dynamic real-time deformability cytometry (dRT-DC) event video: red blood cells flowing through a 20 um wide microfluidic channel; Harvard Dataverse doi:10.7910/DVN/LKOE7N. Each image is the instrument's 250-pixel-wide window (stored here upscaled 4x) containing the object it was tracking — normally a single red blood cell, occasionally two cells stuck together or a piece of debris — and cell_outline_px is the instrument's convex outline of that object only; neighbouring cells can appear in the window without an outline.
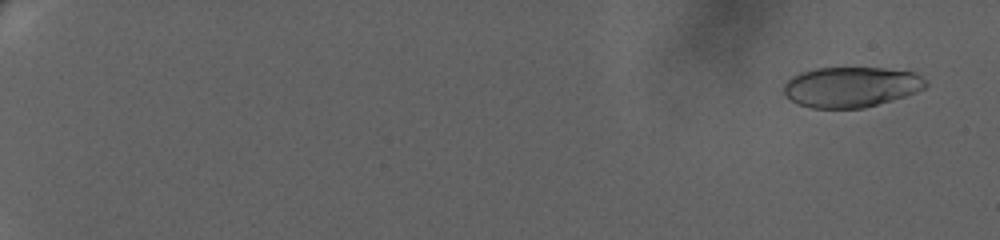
{"species": "human", "species_latin": "Homo sapiens", "temperature_condition": "warm", "stored_images_in_passage": 57, "camera_frame_rate_fps": 3000, "um_per_image_px": 0.085, "donor": {"sex": "female"}, "frame": {"image": 1, "passage_image": 2, "time_ms": 0.667, "image_size_px": [1000, 240], "cell_outline_px": [[928, 84], [924, 88], [916, 92], [892, 100], [864, 108], [812, 108], [800, 104], [784, 96], [784, 84], [792, 76], [800, 72], [816, 68], [884, 68], [916, 72]], "centroid_in_image_um": [72.33, 7.39], "position_along_channel_um": 12.7, "area_um2": 33.35}}
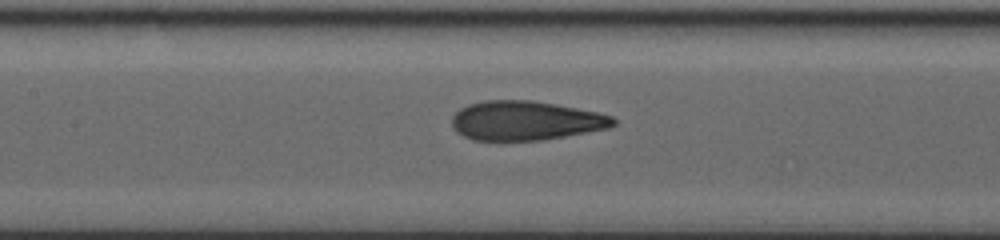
{"frame": {"image": 2, "passage_image": 32, "time_ms": 12.333, "image_size_px": [1000, 240], "cell_outline_px": [[616, 124], [608, 128], [544, 140], [472, 140], [456, 132], [452, 128], [452, 116], [460, 108], [468, 104], [484, 100], [532, 100], [556, 104], [596, 112], [612, 116], [616, 120]], "centroid_in_image_um": [44.64, 10.25], "position_along_channel_um": 162.8, "area_um2": 36.99}}
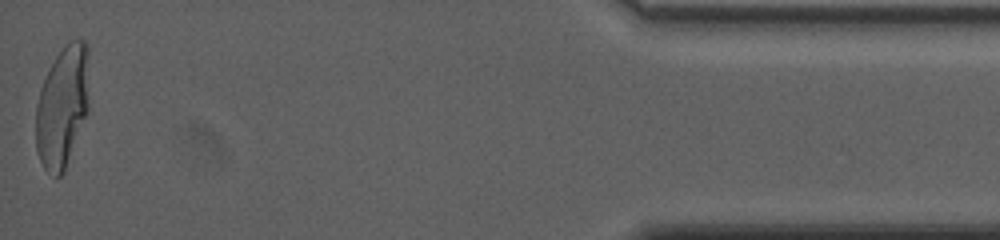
{"frame": {"image": 3, "passage_image": 57, "time_ms": 22.667, "image_size_px": [1000, 240], "cell_outline_px": [[88, 112], [64, 172], [60, 176], [56, 176], [48, 172], [44, 168], [36, 152], [36, 108], [40, 88], [56, 56], [68, 40], [84, 40], [88, 44]], "centroid_in_image_um": [5.31, 9.06], "position_along_channel_um": 429.9, "area_um2": 37.8}, "authors_computed_cell_mechanics": {"area_um2": 36.6452, "velocity_mm_per_s": 3.2105, "shape_relaxation_time_tau1_ms": 6.8299, "shape_relaxation_time_tau2_ms": null, "deformation_change_tau1": 0.2418, "deformation_change_tau2": null}}